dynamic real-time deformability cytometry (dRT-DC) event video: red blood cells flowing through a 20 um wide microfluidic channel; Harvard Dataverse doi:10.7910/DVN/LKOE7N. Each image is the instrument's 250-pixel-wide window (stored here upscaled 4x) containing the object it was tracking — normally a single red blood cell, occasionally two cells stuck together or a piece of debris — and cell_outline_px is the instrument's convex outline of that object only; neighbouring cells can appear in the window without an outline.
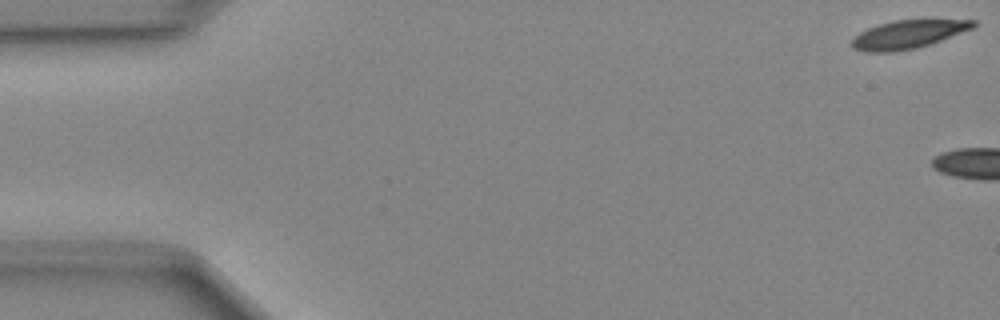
{"species": "Egyptian fruit bat (a non-hibernating species)", "species_latin": "Rousettus aegyptiacus", "temperature_condition": "cold", "stored_images_in_passage": 4, "camera_frame_rate_fps": 3000, "um_per_image_px": 0.085, "animal": {"sex": "female"}, "frame": {"image": 1, "passage_image": 1, "time_ms": 0.0, "image_size_px": [1000, 320], "cell_outline_px": [[976, 24], [972, 28], [932, 44], [916, 48], [892, 52], [868, 52], [852, 48], [852, 40], [860, 32], [868, 28], [892, 20], [932, 16], [976, 20]], "centroid_in_image_um": [77.3, 2.85], "position_along_channel_um": 7.7, "area_um2": 21.04}}